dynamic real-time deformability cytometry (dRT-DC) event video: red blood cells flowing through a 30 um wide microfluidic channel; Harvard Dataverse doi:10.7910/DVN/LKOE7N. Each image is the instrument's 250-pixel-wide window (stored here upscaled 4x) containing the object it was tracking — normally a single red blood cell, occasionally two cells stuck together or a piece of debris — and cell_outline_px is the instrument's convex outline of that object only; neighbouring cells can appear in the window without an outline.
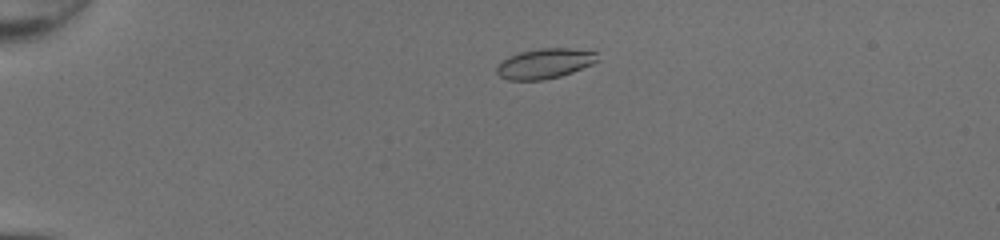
{"species": "common noctule bat (a hibernating species)", "species_latin": "Nyctalus noctula", "temperature_condition": "room temperature", "stored_images_in_passage": 45, "camera_frame_rate_fps": 3000, "um_per_image_px": 0.085, "animal": {"sex": "female", "body_mass_g": 20.0, "forearm_length_mm": 54.0}, "frame": {"image": 1, "passage_image": 8, "time_ms": 2.333, "image_size_px": [1000, 240], "cell_outline_px": [[596, 60], [592, 64], [572, 72], [560, 76], [544, 80], [508, 80], [500, 76], [496, 72], [496, 68], [508, 56], [520, 52], [540, 48], [568, 48], [596, 52]], "centroid_in_image_um": [46.27, 5.4], "position_along_channel_um": 38.7, "area_um2": 17.4}}
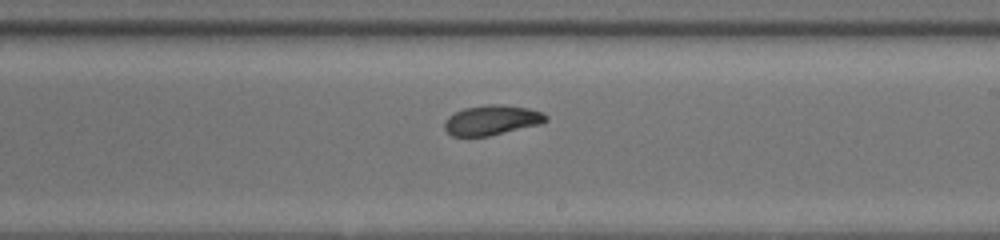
{"frame": {"image": 2, "passage_image": 27, "time_ms": 8.667, "image_size_px": [1000, 240], "cell_outline_px": [[548, 120], [540, 124], [488, 136], [452, 136], [444, 128], [444, 120], [448, 116], [464, 108], [488, 104], [500, 104], [528, 108], [540, 112], [548, 116]], "centroid_in_image_um": [41.78, 10.21], "position_along_channel_um": 247.2, "area_um2": 17.57}}
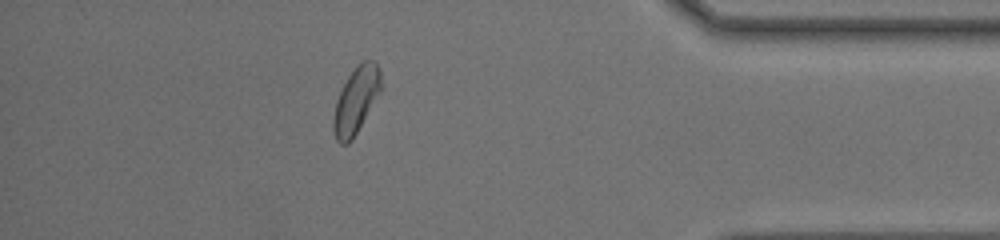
{"frame": {"image": 3, "passage_image": 40, "time_ms": 13.0, "image_size_px": [1000, 240], "cell_outline_px": [[380, 92], [352, 140], [348, 144], [340, 144], [336, 140], [332, 128], [332, 120], [336, 100], [348, 76], [356, 64], [364, 60], [372, 60], [380, 68]], "centroid_in_image_um": [30.23, 8.53], "position_along_channel_um": 405.0, "area_um2": 18.26}, "authors_computed_cell_mechanics": {"area_um2": 18.0914, "velocity_mm_per_s": 4.3038, "shape_relaxation_time_tau1_ms": 5.6939, "shape_relaxation_time_tau2_ms": 2.5295, "deformation_change_tau1": 0.1464, "deformation_change_tau2": 0.0714}}